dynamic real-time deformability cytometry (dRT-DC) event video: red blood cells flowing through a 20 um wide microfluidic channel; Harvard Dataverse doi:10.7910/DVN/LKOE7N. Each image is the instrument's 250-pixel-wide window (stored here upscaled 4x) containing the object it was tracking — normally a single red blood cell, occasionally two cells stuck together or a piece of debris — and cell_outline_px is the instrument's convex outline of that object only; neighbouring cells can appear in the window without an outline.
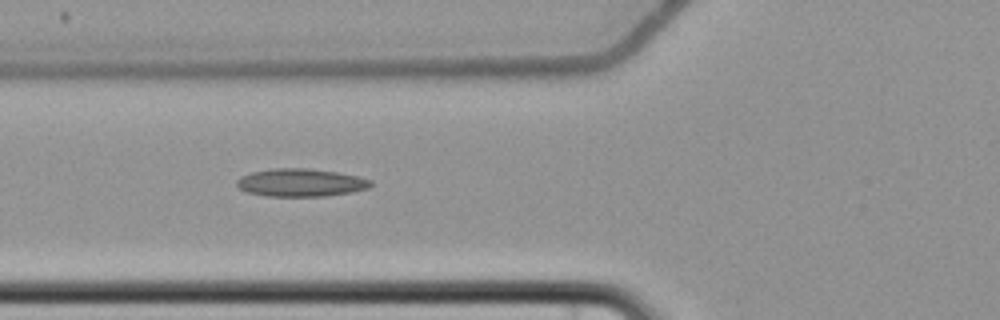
{"species": "common noctule bat (a hibernating species)", "species_latin": "Nyctalus noctula", "temperature_condition": "cold", "stored_images_in_passage": 3, "camera_frame_rate_fps": 3000, "um_per_image_px": 0.085, "animal": {"sex": "female", "body_mass_g": 22.7, "forearm_length_mm": 54.2}, "frame": {"image": 1, "passage_image": 3, "time_ms": 3.333, "image_size_px": [1000, 320], "cell_outline_px": [[372, 184], [368, 188], [352, 192], [324, 196], [268, 196], [248, 192], [240, 188], [236, 184], [236, 180], [240, 176], [252, 172], [272, 168], [308, 168], [336, 172], [356, 176], [372, 180]], "centroid_in_image_um": [25.55, 15.52], "position_along_channel_um": 100.2, "area_um2": 21.68}}